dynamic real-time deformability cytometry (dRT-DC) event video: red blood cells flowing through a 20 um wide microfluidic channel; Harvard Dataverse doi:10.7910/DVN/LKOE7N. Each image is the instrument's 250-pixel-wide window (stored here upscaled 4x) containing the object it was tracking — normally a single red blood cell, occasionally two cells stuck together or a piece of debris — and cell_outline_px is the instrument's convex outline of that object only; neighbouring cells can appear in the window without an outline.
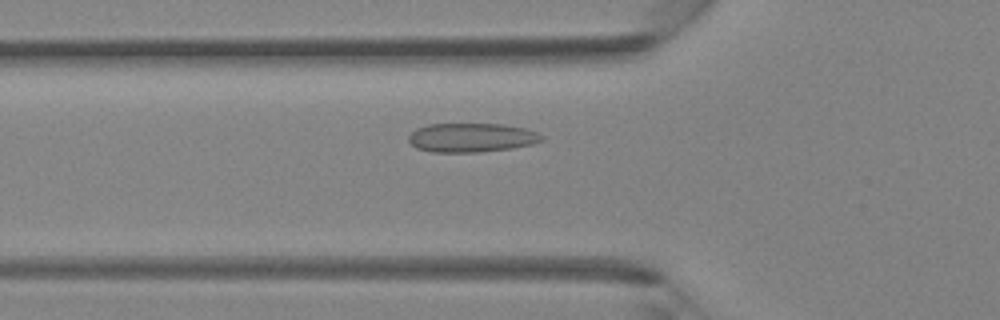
{"species": "Egyptian fruit bat (a non-hibernating species)", "species_latin": "Rousettus aegyptiacus", "temperature_condition": "room temperature", "stored_images_in_passage": 40, "camera_frame_rate_fps": 3000, "um_per_image_px": 0.085, "animal": {"sex": "female"}, "frame": {"image": 1, "passage_image": 13, "time_ms": 4.0, "image_size_px": [1000, 320], "cell_outline_px": [[544, 140], [532, 144], [512, 148], [480, 152], [432, 152], [416, 148], [408, 140], [408, 136], [416, 128], [428, 124], [500, 124], [524, 128], [536, 132], [544, 136]], "centroid_in_image_um": [40.07, 11.7], "position_along_channel_um": 85.7, "area_um2": 22.54}}
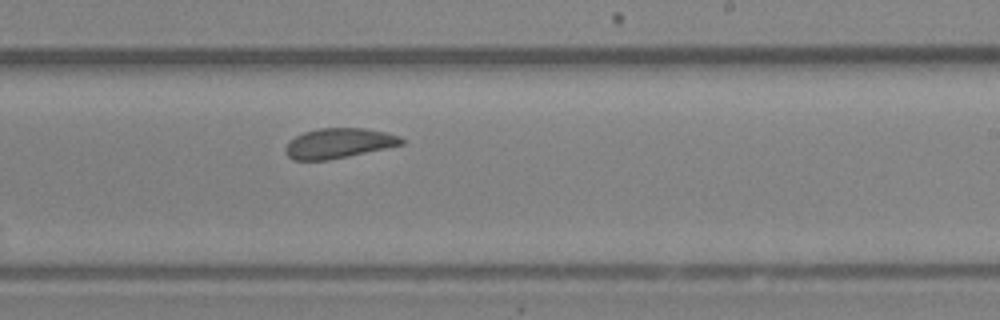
{"frame": {"image": 2, "passage_image": 24, "time_ms": 7.667, "image_size_px": [1000, 320], "cell_outline_px": [[404, 144], [348, 156], [328, 160], [292, 160], [284, 152], [284, 148], [296, 136], [304, 132], [320, 128], [364, 128], [384, 132], [400, 136], [404, 140]], "centroid_in_image_um": [28.78, 12.18], "position_along_channel_um": 260.2, "area_um2": 20.11}}
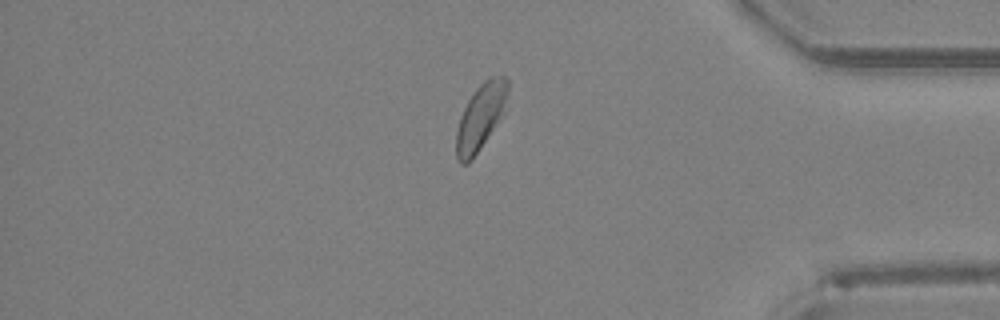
{"frame": {"image": 3, "passage_image": 34, "time_ms": 11.0, "image_size_px": [1000, 320], "cell_outline_px": [[508, 92], [504, 112], [468, 164], [460, 164], [456, 156], [456, 132], [460, 116], [468, 100], [476, 88], [488, 76], [504, 76], [508, 80]], "centroid_in_image_um": [40.84, 9.9], "position_along_channel_um": 394.4, "area_um2": 19.54}}